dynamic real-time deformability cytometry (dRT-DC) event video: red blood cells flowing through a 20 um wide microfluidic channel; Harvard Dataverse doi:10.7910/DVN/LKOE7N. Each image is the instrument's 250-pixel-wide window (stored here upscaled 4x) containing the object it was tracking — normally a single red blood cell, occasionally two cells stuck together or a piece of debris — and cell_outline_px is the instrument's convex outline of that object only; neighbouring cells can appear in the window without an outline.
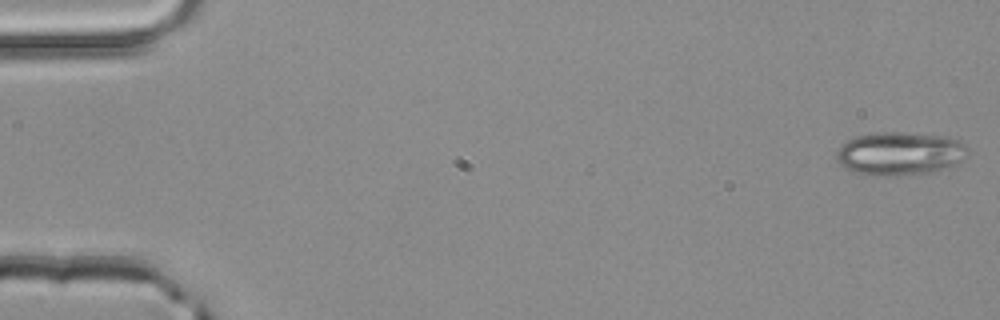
{"species": "common noctule bat (a hibernating species)", "species_latin": "Nyctalus noctula", "temperature_condition": "room temperature", "stored_images_in_passage": 51, "camera_frame_rate_fps": 3000, "um_per_image_px": 0.085, "animal": {"sex": "male", "body_mass_g": 20.4}, "frame": {"image": 1, "passage_image": 1, "time_ms": 0.0, "image_size_px": [1000, 320], "cell_outline_px": [[968, 152], [964, 160], [928, 172], [892, 176], [872, 176], [852, 172], [844, 168], [836, 160], [836, 152], [848, 140], [856, 136], [876, 132], [904, 132], [948, 136], [964, 144], [968, 148]], "centroid_in_image_um": [76.44, 13.04], "position_along_channel_um": 8.6, "area_um2": 33.12}}
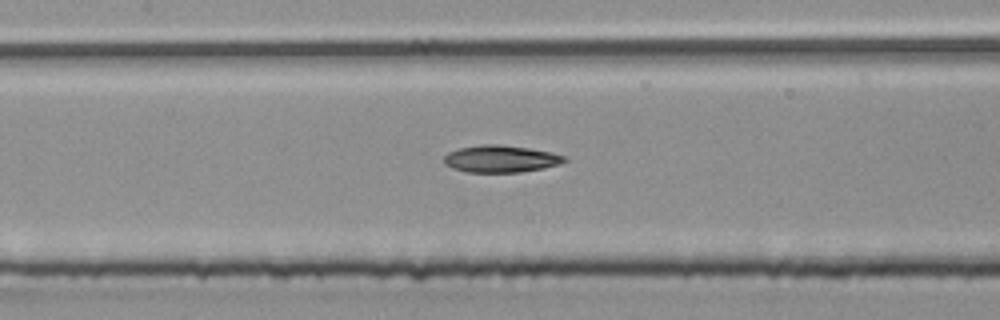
{"frame": {"image": 2, "passage_image": 24, "time_ms": 7.667, "image_size_px": [1000, 320], "cell_outline_px": [[568, 160], [560, 164], [544, 168], [520, 172], [468, 172], [452, 168], [444, 164], [444, 156], [448, 152], [460, 148], [480, 144], [500, 144], [528, 148], [552, 152], [564, 156]], "centroid_in_image_um": [42.56, 13.5], "position_along_channel_um": 164.8, "area_um2": 19.07}}
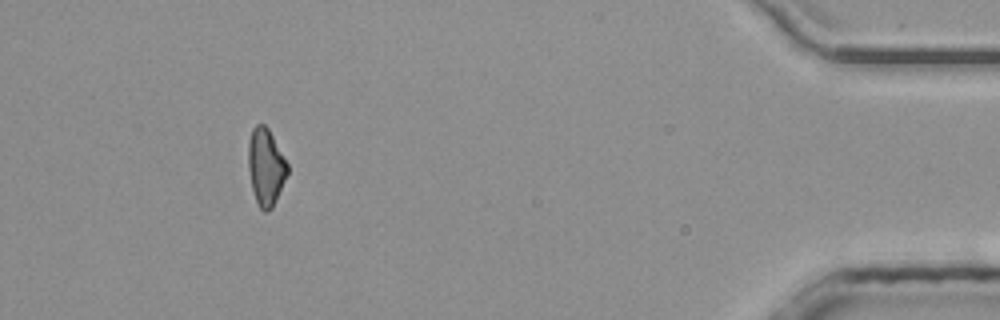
{"frame": {"image": 3, "passage_image": 47, "time_ms": 15.333, "image_size_px": [1000, 320], "cell_outline_px": [[288, 172], [276, 200], [272, 208], [264, 212], [260, 208], [256, 200], [252, 188], [248, 168], [248, 140], [252, 128], [256, 124], [264, 124], [268, 128], [288, 164]], "centroid_in_image_um": [22.58, 14.16], "position_along_channel_um": 412.6, "area_um2": 17.46}, "authors_computed_cell_mechanics": {"area_um2": 18.9006, "velocity_mm_per_s": 4.0876, "shape_relaxation_time_tau1_ms": 5.8199, "shape_relaxation_time_tau2_ms": 5.952, "deformation_change_tau1": 0.1564, "deformation_change_tau2": 0.1352}}